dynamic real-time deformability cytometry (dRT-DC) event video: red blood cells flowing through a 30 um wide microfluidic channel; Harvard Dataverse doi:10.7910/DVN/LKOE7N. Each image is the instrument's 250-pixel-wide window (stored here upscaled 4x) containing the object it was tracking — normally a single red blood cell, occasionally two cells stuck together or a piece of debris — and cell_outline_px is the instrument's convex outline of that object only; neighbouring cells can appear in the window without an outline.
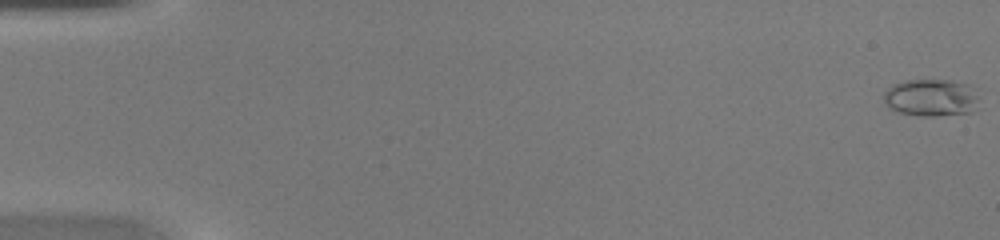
{"species": "common noctule bat (a hibernating species)", "species_latin": "Nyctalus noctula", "temperature_condition": "warm", "stored_images_in_passage": 46, "camera_frame_rate_fps": 3000, "um_per_image_px": 0.085, "animal": {"sex": "female", "body_mass_g": 20.0, "forearm_length_mm": 54.0}, "frame": {"image": 1, "passage_image": 1, "time_ms": 0.0, "image_size_px": [1000, 240], "cell_outline_px": [[984, 88], [972, 112], [936, 116], [920, 116], [896, 112], [888, 108], [884, 104], [884, 92], [892, 84], [904, 80], [952, 80], [972, 84]], "centroid_in_image_um": [79.23, 8.28], "position_along_channel_um": 5.8, "area_um2": 21.68}}
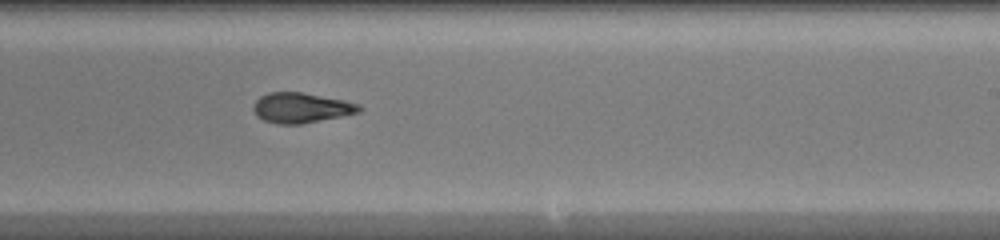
{"frame": {"image": 2, "passage_image": 29, "time_ms": 9.333, "image_size_px": [1000, 240], "cell_outline_px": [[364, 108], [360, 112], [300, 124], [276, 124], [264, 120], [256, 116], [252, 108], [252, 104], [260, 96], [268, 92], [300, 92], [344, 100], [360, 104]], "centroid_in_image_um": [25.57, 9.16], "position_along_channel_um": 263.4, "area_um2": 18.61}}
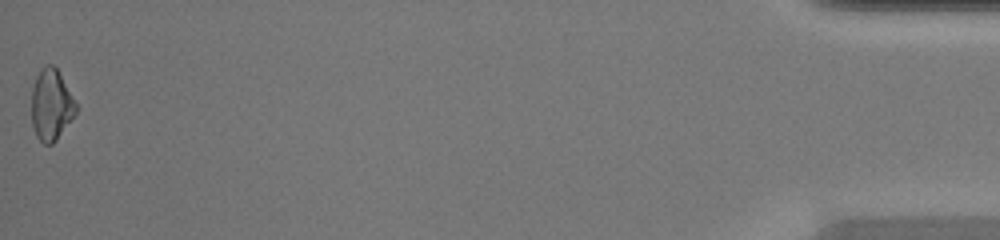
{"frame": {"image": 3, "passage_image": 46, "time_ms": 15.0, "image_size_px": [1000, 240], "cell_outline_px": [[80, 108], [56, 140], [52, 144], [44, 144], [36, 136], [32, 124], [32, 88], [36, 76], [40, 68], [44, 64], [52, 64], [56, 68]], "centroid_in_image_um": [4.36, 8.9], "position_along_channel_um": 430.8, "area_um2": 18.55}}